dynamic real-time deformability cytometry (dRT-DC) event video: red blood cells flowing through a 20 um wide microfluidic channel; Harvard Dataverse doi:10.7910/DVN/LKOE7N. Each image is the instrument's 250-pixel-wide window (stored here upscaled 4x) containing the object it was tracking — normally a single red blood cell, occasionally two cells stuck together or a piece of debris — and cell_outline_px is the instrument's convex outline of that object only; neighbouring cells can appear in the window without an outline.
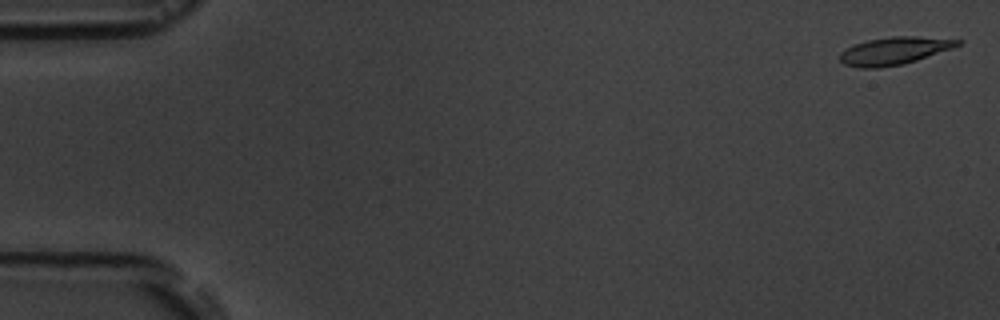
{"species": "common noctule bat (a hibernating species)", "species_latin": "Nyctalus noctula", "temperature_condition": "room temperature", "stored_images_in_passage": 5, "camera_frame_rate_fps": 3000, "um_per_image_px": 0.085, "animal": {"sex": "male", "body_mass_g": 19.5, "forearm_length_mm": 54.6}, "frame": {"image": 1, "passage_image": 1, "time_ms": 0.0, "image_size_px": [1000, 320], "cell_outline_px": [[964, 40], [960, 44], [952, 48], [904, 64], [880, 68], [860, 68], [844, 64], [836, 56], [840, 52], [856, 44], [868, 40], [892, 36], [916, 36]], "centroid_in_image_um": [75.98, 4.32], "position_along_channel_um": 9.0, "area_um2": 18.9}}
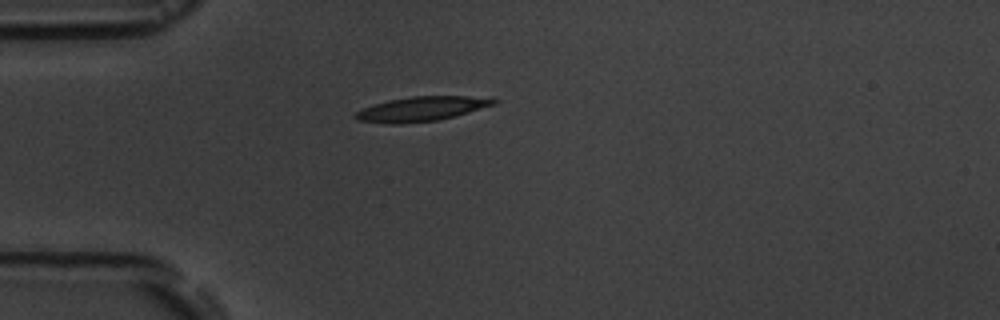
{"frame": {"image": 2, "passage_image": 5, "time_ms": 4.667, "image_size_px": [1000, 320], "cell_outline_px": [[500, 100], [496, 104], [468, 112], [436, 120], [400, 124], [388, 124], [356, 120], [352, 116], [356, 112], [364, 108], [388, 100], [412, 96], [492, 96]], "centroid_in_image_um": [35.88, 9.24], "position_along_channel_um": 49.1, "area_um2": 19.88}}